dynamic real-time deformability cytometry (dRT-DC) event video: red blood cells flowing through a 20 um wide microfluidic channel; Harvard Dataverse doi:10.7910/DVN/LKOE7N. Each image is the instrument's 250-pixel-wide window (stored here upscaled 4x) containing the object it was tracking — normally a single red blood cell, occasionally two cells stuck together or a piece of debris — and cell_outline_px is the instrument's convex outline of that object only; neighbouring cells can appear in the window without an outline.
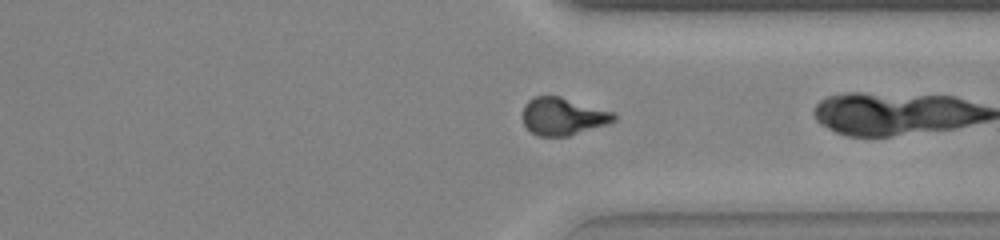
{"species": "common noctule bat (a hibernating species)", "species_latin": "Nyctalus noctula", "temperature_condition": "warm", "stored_images_in_passage": 35, "camera_frame_rate_fps": 3000, "um_per_image_px": 0.085, "animal": {"sex": "female", "body_mass_g": 23.0, "forearm_length_mm": 53.4}, "frame": {"image": 1, "passage_image": 34, "time_ms": 11.0, "image_size_px": [1000, 240], "cell_outline_px": [[616, 120], [568, 136], [536, 136], [524, 124], [524, 104], [532, 96], [560, 96], [616, 112]], "centroid_in_image_um": [47.85, 9.87], "position_along_channel_um": 363.5, "area_um2": 19.83}}